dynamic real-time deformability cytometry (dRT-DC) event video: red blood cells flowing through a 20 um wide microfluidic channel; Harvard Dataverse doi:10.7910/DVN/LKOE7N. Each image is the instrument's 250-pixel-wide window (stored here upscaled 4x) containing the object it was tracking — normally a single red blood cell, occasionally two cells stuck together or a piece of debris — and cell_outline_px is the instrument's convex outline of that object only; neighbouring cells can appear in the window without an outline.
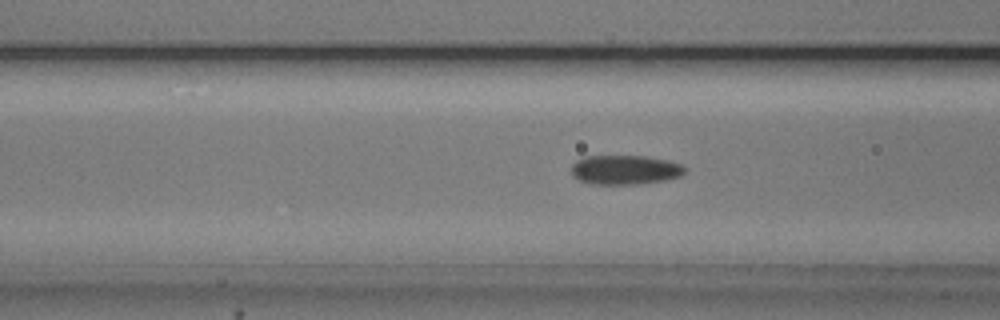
{"species": "common noctule bat (a hibernating species)", "species_latin": "Nyctalus noctula", "temperature_condition": "cold", "stored_images_in_passage": 52, "camera_frame_rate_fps": 3000, "um_per_image_px": 0.085, "animal": {"sex": "male", "body_mass_g": 20.5, "forearm_length_mm": 52.5}, "frame": {"image": 1, "passage_image": 20, "time_ms": 6.333, "image_size_px": [1000, 320], "cell_outline_px": [[688, 168], [680, 176], [664, 180], [636, 184], [592, 184], [580, 180], [572, 176], [572, 164], [576, 160], [584, 156], [644, 156], [668, 160], [680, 164]], "centroid_in_image_um": [53.11, 14.43], "position_along_channel_um": 113.5, "area_um2": 19.42}}
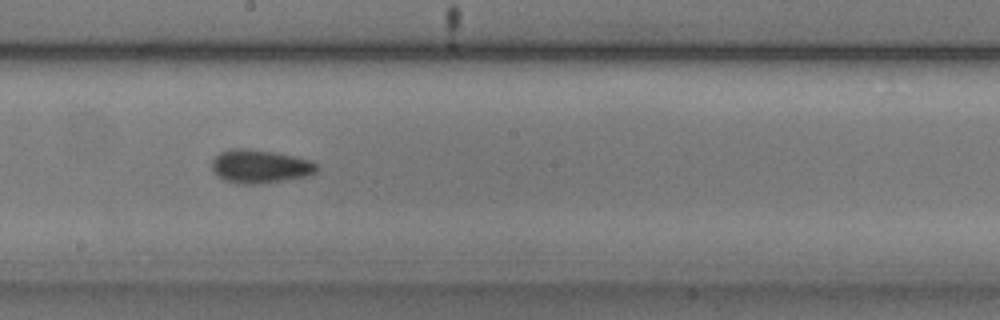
{"frame": {"image": 2, "passage_image": 29, "time_ms": 9.333, "image_size_px": [1000, 320], "cell_outline_px": [[320, 168], [316, 172], [308, 176], [256, 184], [236, 184], [224, 180], [216, 176], [212, 168], [212, 160], [220, 152], [232, 148], [244, 148], [272, 152], [312, 160]], "centroid_in_image_um": [22.08, 14.15], "position_along_channel_um": 226.1, "area_um2": 20.46}}
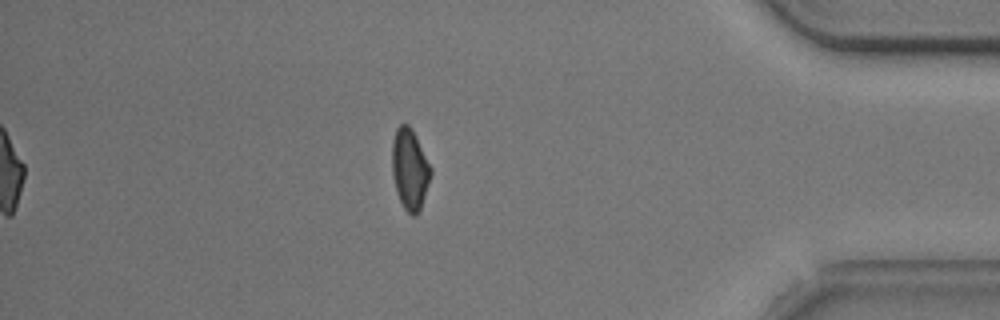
{"frame": {"image": 3, "passage_image": 46, "time_ms": 15.0, "image_size_px": [1000, 320], "cell_outline_px": [[432, 172], [420, 212], [416, 216], [412, 216], [404, 208], [396, 192], [392, 172], [392, 140], [396, 128], [400, 124], [408, 124], [412, 128], [432, 168]], "centroid_in_image_um": [34.83, 14.38], "position_along_channel_um": 400.4, "area_um2": 18.44}, "authors_computed_cell_mechanics": {"area_um2": 19.0162, "velocity_mm_per_s": 3.7406, "shape_relaxation_time_tau1_ms": 4.6953, "shape_relaxation_time_tau2_ms": 2.6018, "deformation_change_tau1": 0.098, "deformation_change_tau2": 0.0769}}